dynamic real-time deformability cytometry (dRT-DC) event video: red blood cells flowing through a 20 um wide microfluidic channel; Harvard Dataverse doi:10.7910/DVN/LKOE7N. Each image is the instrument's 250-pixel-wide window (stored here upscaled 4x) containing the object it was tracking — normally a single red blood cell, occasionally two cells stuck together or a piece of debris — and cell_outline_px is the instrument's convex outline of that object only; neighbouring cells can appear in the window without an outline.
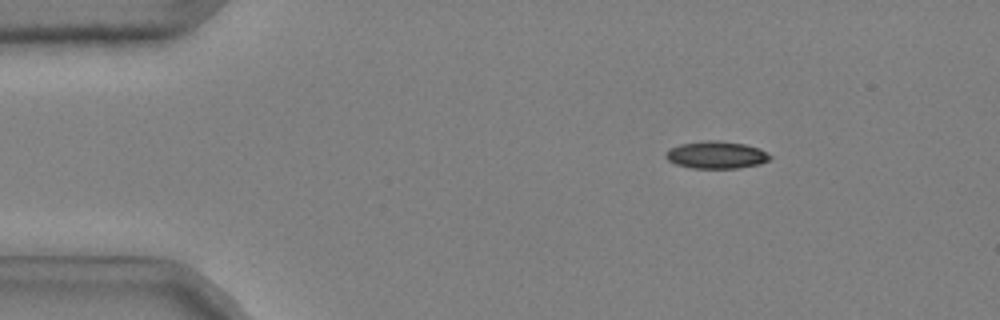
{"species": "common noctule bat (a hibernating species)", "species_latin": "Nyctalus noctula", "temperature_condition": "cold", "stored_images_in_passage": 45, "camera_frame_rate_fps": 3000, "um_per_image_px": 0.085, "animal": {"sex": "male", "body_mass_g": 20.4}, "frame": {"image": 1, "passage_image": 1, "time_ms": 0.0, "image_size_px": [1000, 320], "cell_outline_px": [[772, 156], [768, 160], [760, 164], [736, 168], [692, 168], [676, 164], [668, 160], [664, 156], [672, 148], [680, 144], [708, 140], [720, 140], [744, 144], [760, 148]], "centroid_in_image_um": [60.91, 13.16], "position_along_channel_um": 24.1, "area_um2": 16.47}}
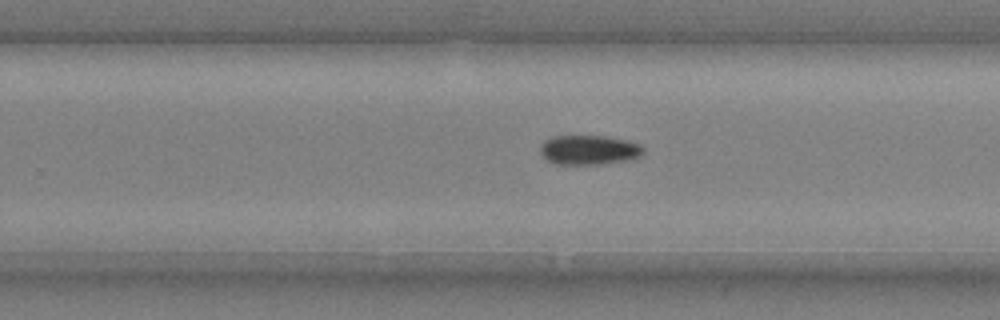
{"frame": {"image": 2, "passage_image": 27, "time_ms": 8.667, "image_size_px": [1000, 320], "cell_outline_px": [[644, 152], [640, 156], [628, 160], [596, 164], [556, 164], [548, 160], [540, 152], [540, 148], [544, 140], [552, 136], [604, 136], [624, 140], [640, 144], [644, 148]], "centroid_in_image_um": [50.06, 12.74], "position_along_channel_um": 279.7, "area_um2": 17.57}}
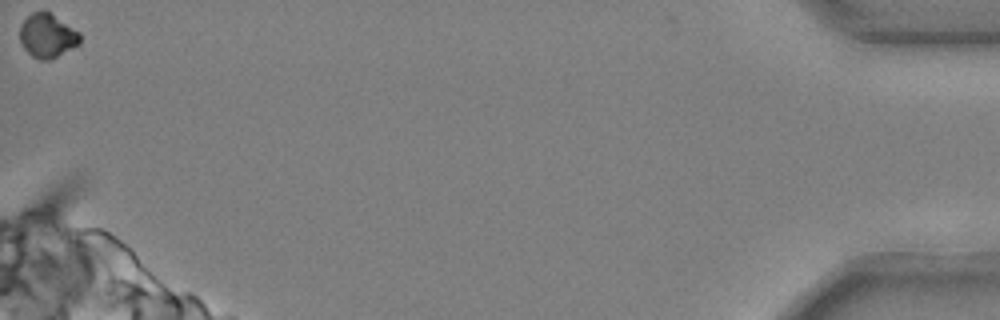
{"frame": {"image": 3, "passage_image": 45, "time_ms": 14.667, "image_size_px": [1000, 320], "cell_outline_px": [[80, 44], [52, 60], [40, 60], [32, 56], [24, 48], [20, 40], [20, 24], [32, 12], [48, 12], [80, 32]], "centroid_in_image_um": [4.03, 3.07], "position_along_channel_um": 431.2, "area_um2": 15.32}, "authors_computed_cell_mechanics": {"area_um2": 17.1088, "velocity_mm_per_s": 3.7191, "shape_relaxation_time_tau1_ms": 8.667, "shape_relaxation_time_tau2_ms": null, "deformation_change_tau1": 0.1089, "deformation_change_tau2": null}}